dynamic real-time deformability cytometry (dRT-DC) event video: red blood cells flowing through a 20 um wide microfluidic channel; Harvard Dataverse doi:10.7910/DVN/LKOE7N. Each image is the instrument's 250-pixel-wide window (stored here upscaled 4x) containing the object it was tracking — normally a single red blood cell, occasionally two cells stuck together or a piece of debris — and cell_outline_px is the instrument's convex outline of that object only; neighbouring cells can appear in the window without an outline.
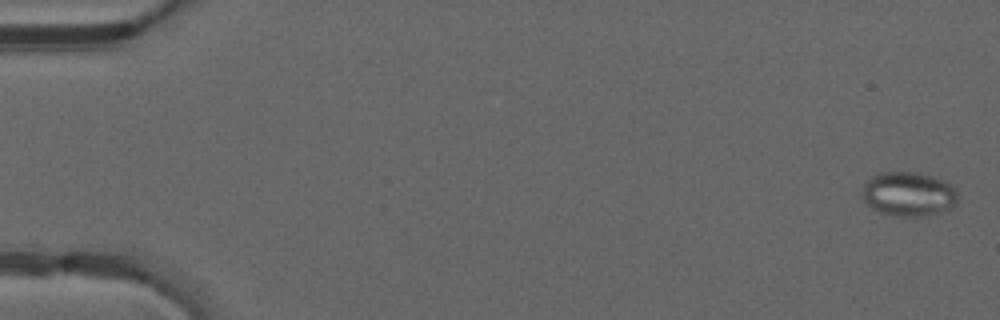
{"species": "common noctule bat (a hibernating species)", "species_latin": "Nyctalus noctula", "temperature_condition": "warm", "stored_images_in_passage": 29, "camera_frame_rate_fps": 3000, "um_per_image_px": 0.085, "animal": {"sex": "male", "forearm_length_mm": 52.5}, "frame": {"image": 1, "passage_image": 2, "time_ms": 0.333, "image_size_px": [1000, 320], "cell_outline_px": [[956, 204], [952, 208], [920, 216], [896, 216], [880, 212], [872, 208], [864, 200], [864, 184], [872, 176], [880, 172], [916, 172], [932, 176], [944, 180], [956, 192]], "centroid_in_image_um": [77.21, 16.48], "position_along_channel_um": 7.8, "area_um2": 24.22}}
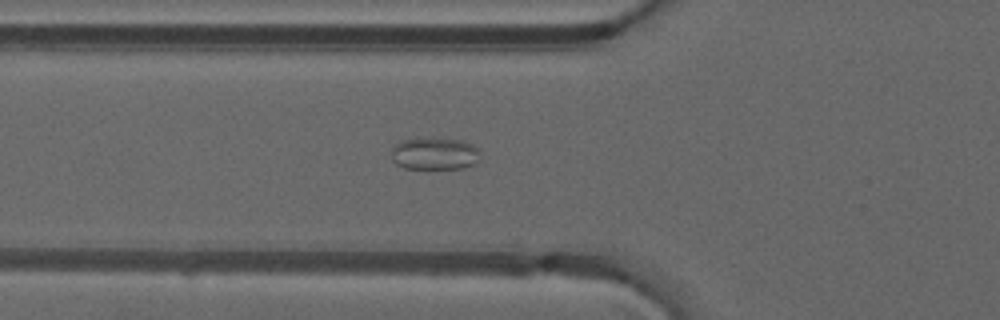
{"frame": {"image": 2, "passage_image": 19, "time_ms": 6.0, "image_size_px": [1000, 320], "cell_outline_px": [[480, 160], [476, 164], [464, 168], [404, 168], [396, 164], [392, 160], [392, 148], [396, 144], [404, 140], [464, 140], [472, 144], [476, 148]], "centroid_in_image_um": [36.97, 13.1], "position_along_channel_um": 88.8, "area_um2": 16.18}}
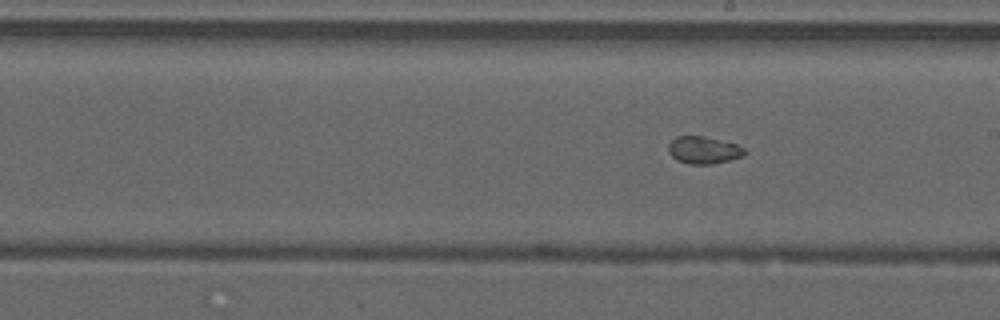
{"frame": {"image": 3, "passage_image": 29, "time_ms": 9.333, "image_size_px": [1000, 320], "cell_outline_px": [[748, 152], [744, 156], [712, 164], [688, 164], [676, 160], [668, 152], [668, 144], [676, 136], [700, 136], [736, 144], [744, 148]], "centroid_in_image_um": [59.79, 12.77], "position_along_channel_um": 229.2, "area_um2": 12.08}}